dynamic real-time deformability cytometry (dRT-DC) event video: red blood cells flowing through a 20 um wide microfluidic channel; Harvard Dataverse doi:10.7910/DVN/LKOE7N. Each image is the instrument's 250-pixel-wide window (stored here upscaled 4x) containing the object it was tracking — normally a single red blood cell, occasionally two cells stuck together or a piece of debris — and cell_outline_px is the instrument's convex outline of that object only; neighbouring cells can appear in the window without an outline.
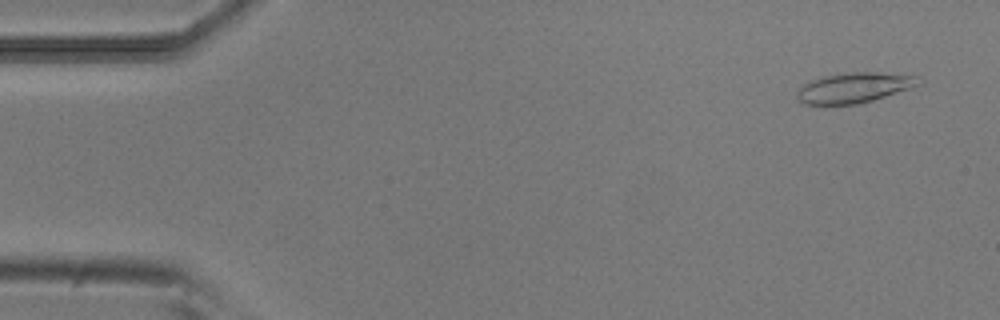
{"species": "common noctule bat (a hibernating species)", "species_latin": "Nyctalus noctula", "temperature_condition": "room temperature", "stored_images_in_passage": 52, "camera_frame_rate_fps": 3000, "um_per_image_px": 0.085, "animal": {"sex": "male", "body_mass_g": 20.5, "forearm_length_mm": 52.5}, "frame": {"image": 1, "passage_image": 3, "time_ms": 0.667, "image_size_px": [1000, 320], "cell_outline_px": [[924, 80], [920, 84], [912, 88], [872, 100], [856, 104], [824, 108], [804, 104], [796, 96], [796, 92], [808, 80], [824, 76], [852, 72], [880, 72], [920, 76]], "centroid_in_image_um": [72.57, 7.49], "position_along_channel_um": 12.4, "area_um2": 22.25}}
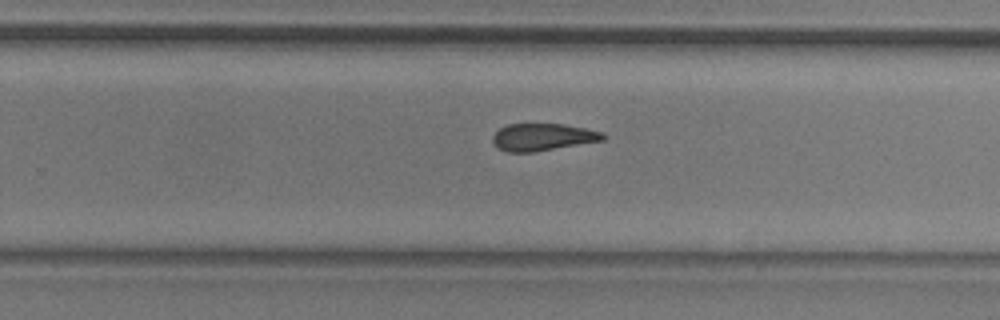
{"frame": {"image": 2, "passage_image": 33, "time_ms": 10.667, "image_size_px": [1000, 320], "cell_outline_px": [[608, 136], [604, 140], [532, 152], [504, 152], [496, 148], [492, 140], [492, 136], [500, 128], [508, 124], [564, 124], [584, 128], [600, 132]], "centroid_in_image_um": [46.09, 11.65], "position_along_channel_um": 283.7, "area_um2": 17.46}}
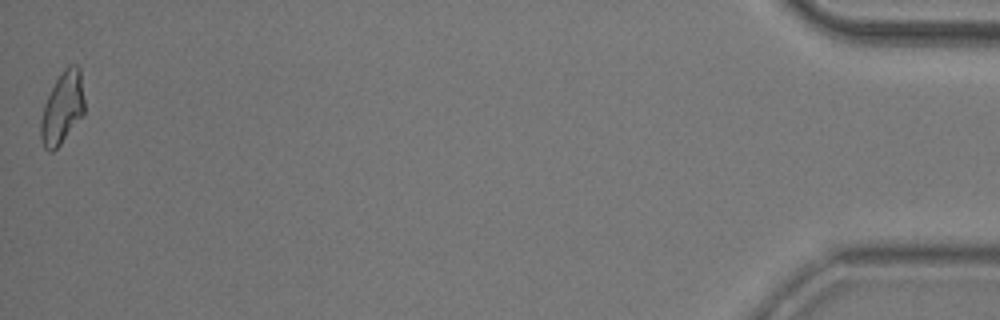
{"frame": {"image": 3, "passage_image": 52, "time_ms": 17.0, "image_size_px": [1000, 320], "cell_outline_px": [[84, 112], [60, 144], [52, 152], [48, 152], [44, 148], [40, 140], [40, 120], [44, 104], [56, 80], [64, 68], [68, 64], [76, 64], [80, 68], [84, 100]], "centroid_in_image_um": [5.28, 9.16], "position_along_channel_um": 429.9, "area_um2": 18.21}, "authors_computed_cell_mechanics": {"area_um2": 18.8717, "velocity_mm_per_s": 3.8445, "shape_relaxation_time_tau1_ms": 6.5955, "shape_relaxation_time_tau2_ms": 3.4621, "deformation_change_tau1": 0.1572, "deformation_change_tau2": 0.1262}}